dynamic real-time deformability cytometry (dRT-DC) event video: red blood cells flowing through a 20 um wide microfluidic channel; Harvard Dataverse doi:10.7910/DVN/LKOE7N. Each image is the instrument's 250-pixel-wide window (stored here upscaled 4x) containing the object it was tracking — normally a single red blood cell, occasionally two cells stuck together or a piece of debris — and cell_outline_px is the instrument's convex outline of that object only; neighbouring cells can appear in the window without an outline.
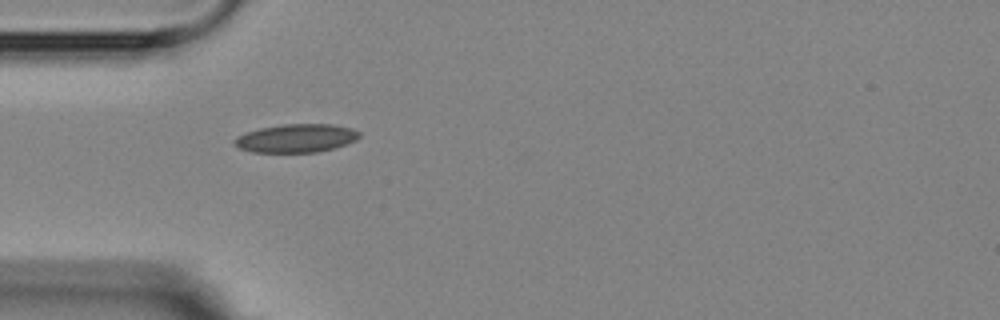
{"species": "Egyptian fruit bat (a non-hibernating species)", "species_latin": "Rousettus aegyptiacus", "temperature_condition": "room temperature", "stored_images_in_passage": 1, "camera_frame_rate_fps": 3000, "um_per_image_px": 0.085, "animal": {"sex": "female"}, "frame": {"image": 1, "passage_image": 1, "time_ms": 0.0, "image_size_px": [1000, 320], "cell_outline_px": [[360, 136], [356, 140], [336, 148], [316, 152], [252, 152], [240, 148], [232, 144], [232, 140], [236, 136], [244, 132], [260, 128], [280, 124], [332, 124], [352, 128], [360, 132]], "centroid_in_image_um": [25.15, 11.74], "position_along_channel_um": 59.9, "area_um2": 20.92}}